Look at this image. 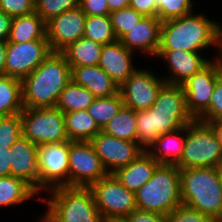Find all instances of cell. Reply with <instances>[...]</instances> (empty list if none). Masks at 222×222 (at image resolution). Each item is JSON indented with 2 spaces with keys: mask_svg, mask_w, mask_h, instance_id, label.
I'll return each instance as SVG.
<instances>
[{
  "mask_svg": "<svg viewBox=\"0 0 222 222\" xmlns=\"http://www.w3.org/2000/svg\"><path fill=\"white\" fill-rule=\"evenodd\" d=\"M103 45L81 37L70 44L61 53L65 56L67 63L72 67L94 66L100 62Z\"/></svg>",
  "mask_w": 222,
  "mask_h": 222,
  "instance_id": "cell-25",
  "label": "cell"
},
{
  "mask_svg": "<svg viewBox=\"0 0 222 222\" xmlns=\"http://www.w3.org/2000/svg\"><path fill=\"white\" fill-rule=\"evenodd\" d=\"M123 106L122 97L120 92H118L109 97L95 98L93 103L87 108V111L102 130Z\"/></svg>",
  "mask_w": 222,
  "mask_h": 222,
  "instance_id": "cell-31",
  "label": "cell"
},
{
  "mask_svg": "<svg viewBox=\"0 0 222 222\" xmlns=\"http://www.w3.org/2000/svg\"><path fill=\"white\" fill-rule=\"evenodd\" d=\"M71 81V68L60 52H51L22 80L24 108L55 107L61 92Z\"/></svg>",
  "mask_w": 222,
  "mask_h": 222,
  "instance_id": "cell-3",
  "label": "cell"
},
{
  "mask_svg": "<svg viewBox=\"0 0 222 222\" xmlns=\"http://www.w3.org/2000/svg\"><path fill=\"white\" fill-rule=\"evenodd\" d=\"M47 40L46 22L36 13L13 17L7 42Z\"/></svg>",
  "mask_w": 222,
  "mask_h": 222,
  "instance_id": "cell-24",
  "label": "cell"
},
{
  "mask_svg": "<svg viewBox=\"0 0 222 222\" xmlns=\"http://www.w3.org/2000/svg\"><path fill=\"white\" fill-rule=\"evenodd\" d=\"M87 15L80 7L63 12L46 23V37L51 52H62L84 35Z\"/></svg>",
  "mask_w": 222,
  "mask_h": 222,
  "instance_id": "cell-16",
  "label": "cell"
},
{
  "mask_svg": "<svg viewBox=\"0 0 222 222\" xmlns=\"http://www.w3.org/2000/svg\"><path fill=\"white\" fill-rule=\"evenodd\" d=\"M203 122L222 120V73L217 79L208 110L198 119Z\"/></svg>",
  "mask_w": 222,
  "mask_h": 222,
  "instance_id": "cell-38",
  "label": "cell"
},
{
  "mask_svg": "<svg viewBox=\"0 0 222 222\" xmlns=\"http://www.w3.org/2000/svg\"><path fill=\"white\" fill-rule=\"evenodd\" d=\"M95 98L96 97L88 89L71 80L59 95L55 107L60 109L63 113L87 110Z\"/></svg>",
  "mask_w": 222,
  "mask_h": 222,
  "instance_id": "cell-30",
  "label": "cell"
},
{
  "mask_svg": "<svg viewBox=\"0 0 222 222\" xmlns=\"http://www.w3.org/2000/svg\"><path fill=\"white\" fill-rule=\"evenodd\" d=\"M22 136L20 113L0 117V148L11 147Z\"/></svg>",
  "mask_w": 222,
  "mask_h": 222,
  "instance_id": "cell-36",
  "label": "cell"
},
{
  "mask_svg": "<svg viewBox=\"0 0 222 222\" xmlns=\"http://www.w3.org/2000/svg\"><path fill=\"white\" fill-rule=\"evenodd\" d=\"M48 193L50 198L41 199L48 208L39 222H102L89 187L60 186Z\"/></svg>",
  "mask_w": 222,
  "mask_h": 222,
  "instance_id": "cell-5",
  "label": "cell"
},
{
  "mask_svg": "<svg viewBox=\"0 0 222 222\" xmlns=\"http://www.w3.org/2000/svg\"><path fill=\"white\" fill-rule=\"evenodd\" d=\"M193 120L182 86L165 83L149 109L136 111V142L147 150L161 134L179 130Z\"/></svg>",
  "mask_w": 222,
  "mask_h": 222,
  "instance_id": "cell-1",
  "label": "cell"
},
{
  "mask_svg": "<svg viewBox=\"0 0 222 222\" xmlns=\"http://www.w3.org/2000/svg\"><path fill=\"white\" fill-rule=\"evenodd\" d=\"M38 193L69 186V141L38 146Z\"/></svg>",
  "mask_w": 222,
  "mask_h": 222,
  "instance_id": "cell-10",
  "label": "cell"
},
{
  "mask_svg": "<svg viewBox=\"0 0 222 222\" xmlns=\"http://www.w3.org/2000/svg\"><path fill=\"white\" fill-rule=\"evenodd\" d=\"M12 19V16L0 11V40H8Z\"/></svg>",
  "mask_w": 222,
  "mask_h": 222,
  "instance_id": "cell-44",
  "label": "cell"
},
{
  "mask_svg": "<svg viewBox=\"0 0 222 222\" xmlns=\"http://www.w3.org/2000/svg\"><path fill=\"white\" fill-rule=\"evenodd\" d=\"M185 141L186 126L173 132L161 134L146 151L159 164L177 165L183 155Z\"/></svg>",
  "mask_w": 222,
  "mask_h": 222,
  "instance_id": "cell-23",
  "label": "cell"
},
{
  "mask_svg": "<svg viewBox=\"0 0 222 222\" xmlns=\"http://www.w3.org/2000/svg\"><path fill=\"white\" fill-rule=\"evenodd\" d=\"M158 165L159 163L144 150L133 162L112 174L123 186L135 193L152 178Z\"/></svg>",
  "mask_w": 222,
  "mask_h": 222,
  "instance_id": "cell-22",
  "label": "cell"
},
{
  "mask_svg": "<svg viewBox=\"0 0 222 222\" xmlns=\"http://www.w3.org/2000/svg\"><path fill=\"white\" fill-rule=\"evenodd\" d=\"M157 17L162 21L180 18L192 12V0H155Z\"/></svg>",
  "mask_w": 222,
  "mask_h": 222,
  "instance_id": "cell-35",
  "label": "cell"
},
{
  "mask_svg": "<svg viewBox=\"0 0 222 222\" xmlns=\"http://www.w3.org/2000/svg\"><path fill=\"white\" fill-rule=\"evenodd\" d=\"M71 80L88 89L96 98L119 92V86L99 65L72 67Z\"/></svg>",
  "mask_w": 222,
  "mask_h": 222,
  "instance_id": "cell-21",
  "label": "cell"
},
{
  "mask_svg": "<svg viewBox=\"0 0 222 222\" xmlns=\"http://www.w3.org/2000/svg\"><path fill=\"white\" fill-rule=\"evenodd\" d=\"M222 73V56H216L199 72L181 84L186 107L193 119H199L209 108L215 83Z\"/></svg>",
  "mask_w": 222,
  "mask_h": 222,
  "instance_id": "cell-11",
  "label": "cell"
},
{
  "mask_svg": "<svg viewBox=\"0 0 222 222\" xmlns=\"http://www.w3.org/2000/svg\"><path fill=\"white\" fill-rule=\"evenodd\" d=\"M66 132L70 141H90L100 127L87 110L64 113Z\"/></svg>",
  "mask_w": 222,
  "mask_h": 222,
  "instance_id": "cell-26",
  "label": "cell"
},
{
  "mask_svg": "<svg viewBox=\"0 0 222 222\" xmlns=\"http://www.w3.org/2000/svg\"><path fill=\"white\" fill-rule=\"evenodd\" d=\"M6 50H7V41L0 40V75H5Z\"/></svg>",
  "mask_w": 222,
  "mask_h": 222,
  "instance_id": "cell-46",
  "label": "cell"
},
{
  "mask_svg": "<svg viewBox=\"0 0 222 222\" xmlns=\"http://www.w3.org/2000/svg\"><path fill=\"white\" fill-rule=\"evenodd\" d=\"M136 123V111L123 106L101 131L115 138L136 142Z\"/></svg>",
  "mask_w": 222,
  "mask_h": 222,
  "instance_id": "cell-29",
  "label": "cell"
},
{
  "mask_svg": "<svg viewBox=\"0 0 222 222\" xmlns=\"http://www.w3.org/2000/svg\"><path fill=\"white\" fill-rule=\"evenodd\" d=\"M216 169L218 171L219 178L222 182V161L216 166Z\"/></svg>",
  "mask_w": 222,
  "mask_h": 222,
  "instance_id": "cell-48",
  "label": "cell"
},
{
  "mask_svg": "<svg viewBox=\"0 0 222 222\" xmlns=\"http://www.w3.org/2000/svg\"><path fill=\"white\" fill-rule=\"evenodd\" d=\"M10 150L11 175L23 179L38 193V146L22 136Z\"/></svg>",
  "mask_w": 222,
  "mask_h": 222,
  "instance_id": "cell-19",
  "label": "cell"
},
{
  "mask_svg": "<svg viewBox=\"0 0 222 222\" xmlns=\"http://www.w3.org/2000/svg\"><path fill=\"white\" fill-rule=\"evenodd\" d=\"M103 219H125L137 209L135 193L123 186L113 174L89 187Z\"/></svg>",
  "mask_w": 222,
  "mask_h": 222,
  "instance_id": "cell-9",
  "label": "cell"
},
{
  "mask_svg": "<svg viewBox=\"0 0 222 222\" xmlns=\"http://www.w3.org/2000/svg\"><path fill=\"white\" fill-rule=\"evenodd\" d=\"M79 7L87 16L110 15L107 0H80Z\"/></svg>",
  "mask_w": 222,
  "mask_h": 222,
  "instance_id": "cell-40",
  "label": "cell"
},
{
  "mask_svg": "<svg viewBox=\"0 0 222 222\" xmlns=\"http://www.w3.org/2000/svg\"><path fill=\"white\" fill-rule=\"evenodd\" d=\"M162 21L158 17L144 16L137 25L129 29L119 41L130 51L156 57L160 46Z\"/></svg>",
  "mask_w": 222,
  "mask_h": 222,
  "instance_id": "cell-18",
  "label": "cell"
},
{
  "mask_svg": "<svg viewBox=\"0 0 222 222\" xmlns=\"http://www.w3.org/2000/svg\"><path fill=\"white\" fill-rule=\"evenodd\" d=\"M212 45L222 56V26L204 15L191 12L161 24L159 50L201 52Z\"/></svg>",
  "mask_w": 222,
  "mask_h": 222,
  "instance_id": "cell-2",
  "label": "cell"
},
{
  "mask_svg": "<svg viewBox=\"0 0 222 222\" xmlns=\"http://www.w3.org/2000/svg\"><path fill=\"white\" fill-rule=\"evenodd\" d=\"M23 108L22 81L0 75V117L19 114Z\"/></svg>",
  "mask_w": 222,
  "mask_h": 222,
  "instance_id": "cell-28",
  "label": "cell"
},
{
  "mask_svg": "<svg viewBox=\"0 0 222 222\" xmlns=\"http://www.w3.org/2000/svg\"><path fill=\"white\" fill-rule=\"evenodd\" d=\"M137 209L168 215L182 204L180 168L159 164L152 178L135 192Z\"/></svg>",
  "mask_w": 222,
  "mask_h": 222,
  "instance_id": "cell-6",
  "label": "cell"
},
{
  "mask_svg": "<svg viewBox=\"0 0 222 222\" xmlns=\"http://www.w3.org/2000/svg\"><path fill=\"white\" fill-rule=\"evenodd\" d=\"M35 12L47 23L65 11L80 6V0H35Z\"/></svg>",
  "mask_w": 222,
  "mask_h": 222,
  "instance_id": "cell-34",
  "label": "cell"
},
{
  "mask_svg": "<svg viewBox=\"0 0 222 222\" xmlns=\"http://www.w3.org/2000/svg\"><path fill=\"white\" fill-rule=\"evenodd\" d=\"M110 12L129 6L130 0H107Z\"/></svg>",
  "mask_w": 222,
  "mask_h": 222,
  "instance_id": "cell-47",
  "label": "cell"
},
{
  "mask_svg": "<svg viewBox=\"0 0 222 222\" xmlns=\"http://www.w3.org/2000/svg\"><path fill=\"white\" fill-rule=\"evenodd\" d=\"M11 150L10 147L0 148V177L11 175Z\"/></svg>",
  "mask_w": 222,
  "mask_h": 222,
  "instance_id": "cell-43",
  "label": "cell"
},
{
  "mask_svg": "<svg viewBox=\"0 0 222 222\" xmlns=\"http://www.w3.org/2000/svg\"><path fill=\"white\" fill-rule=\"evenodd\" d=\"M164 84L163 77L139 68L119 86V92L125 107L134 111L147 110L154 104Z\"/></svg>",
  "mask_w": 222,
  "mask_h": 222,
  "instance_id": "cell-14",
  "label": "cell"
},
{
  "mask_svg": "<svg viewBox=\"0 0 222 222\" xmlns=\"http://www.w3.org/2000/svg\"><path fill=\"white\" fill-rule=\"evenodd\" d=\"M89 142L109 174L129 165L144 151L137 142L115 138L102 131Z\"/></svg>",
  "mask_w": 222,
  "mask_h": 222,
  "instance_id": "cell-15",
  "label": "cell"
},
{
  "mask_svg": "<svg viewBox=\"0 0 222 222\" xmlns=\"http://www.w3.org/2000/svg\"><path fill=\"white\" fill-rule=\"evenodd\" d=\"M20 116L23 137L37 146L70 141L64 113L57 107L23 108Z\"/></svg>",
  "mask_w": 222,
  "mask_h": 222,
  "instance_id": "cell-8",
  "label": "cell"
},
{
  "mask_svg": "<svg viewBox=\"0 0 222 222\" xmlns=\"http://www.w3.org/2000/svg\"><path fill=\"white\" fill-rule=\"evenodd\" d=\"M222 161V149L215 133L206 122L194 119L186 126L180 169L216 167Z\"/></svg>",
  "mask_w": 222,
  "mask_h": 222,
  "instance_id": "cell-7",
  "label": "cell"
},
{
  "mask_svg": "<svg viewBox=\"0 0 222 222\" xmlns=\"http://www.w3.org/2000/svg\"><path fill=\"white\" fill-rule=\"evenodd\" d=\"M38 194L23 179L12 175L0 177V207H11L31 200Z\"/></svg>",
  "mask_w": 222,
  "mask_h": 222,
  "instance_id": "cell-27",
  "label": "cell"
},
{
  "mask_svg": "<svg viewBox=\"0 0 222 222\" xmlns=\"http://www.w3.org/2000/svg\"><path fill=\"white\" fill-rule=\"evenodd\" d=\"M144 16L131 7H125L110 12L111 24L119 40L125 33L132 29Z\"/></svg>",
  "mask_w": 222,
  "mask_h": 222,
  "instance_id": "cell-33",
  "label": "cell"
},
{
  "mask_svg": "<svg viewBox=\"0 0 222 222\" xmlns=\"http://www.w3.org/2000/svg\"><path fill=\"white\" fill-rule=\"evenodd\" d=\"M134 52L128 50L119 40L103 45L99 66L121 86L137 68L134 67Z\"/></svg>",
  "mask_w": 222,
  "mask_h": 222,
  "instance_id": "cell-20",
  "label": "cell"
},
{
  "mask_svg": "<svg viewBox=\"0 0 222 222\" xmlns=\"http://www.w3.org/2000/svg\"><path fill=\"white\" fill-rule=\"evenodd\" d=\"M83 37L102 45L118 40L111 24L110 15L87 16Z\"/></svg>",
  "mask_w": 222,
  "mask_h": 222,
  "instance_id": "cell-32",
  "label": "cell"
},
{
  "mask_svg": "<svg viewBox=\"0 0 222 222\" xmlns=\"http://www.w3.org/2000/svg\"><path fill=\"white\" fill-rule=\"evenodd\" d=\"M102 222H126L124 219H103Z\"/></svg>",
  "mask_w": 222,
  "mask_h": 222,
  "instance_id": "cell-49",
  "label": "cell"
},
{
  "mask_svg": "<svg viewBox=\"0 0 222 222\" xmlns=\"http://www.w3.org/2000/svg\"><path fill=\"white\" fill-rule=\"evenodd\" d=\"M124 220L126 222H167L165 215L140 209L132 211Z\"/></svg>",
  "mask_w": 222,
  "mask_h": 222,
  "instance_id": "cell-41",
  "label": "cell"
},
{
  "mask_svg": "<svg viewBox=\"0 0 222 222\" xmlns=\"http://www.w3.org/2000/svg\"><path fill=\"white\" fill-rule=\"evenodd\" d=\"M182 205L222 222V182L216 167L180 169Z\"/></svg>",
  "mask_w": 222,
  "mask_h": 222,
  "instance_id": "cell-4",
  "label": "cell"
},
{
  "mask_svg": "<svg viewBox=\"0 0 222 222\" xmlns=\"http://www.w3.org/2000/svg\"><path fill=\"white\" fill-rule=\"evenodd\" d=\"M166 219L167 222H214L208 215L182 204L166 215Z\"/></svg>",
  "mask_w": 222,
  "mask_h": 222,
  "instance_id": "cell-37",
  "label": "cell"
},
{
  "mask_svg": "<svg viewBox=\"0 0 222 222\" xmlns=\"http://www.w3.org/2000/svg\"><path fill=\"white\" fill-rule=\"evenodd\" d=\"M35 0H0V11L12 16L28 15L35 12Z\"/></svg>",
  "mask_w": 222,
  "mask_h": 222,
  "instance_id": "cell-39",
  "label": "cell"
},
{
  "mask_svg": "<svg viewBox=\"0 0 222 222\" xmlns=\"http://www.w3.org/2000/svg\"><path fill=\"white\" fill-rule=\"evenodd\" d=\"M129 7L143 16L157 17V6L155 0H130Z\"/></svg>",
  "mask_w": 222,
  "mask_h": 222,
  "instance_id": "cell-42",
  "label": "cell"
},
{
  "mask_svg": "<svg viewBox=\"0 0 222 222\" xmlns=\"http://www.w3.org/2000/svg\"><path fill=\"white\" fill-rule=\"evenodd\" d=\"M108 174L89 141H69V186L90 187Z\"/></svg>",
  "mask_w": 222,
  "mask_h": 222,
  "instance_id": "cell-12",
  "label": "cell"
},
{
  "mask_svg": "<svg viewBox=\"0 0 222 222\" xmlns=\"http://www.w3.org/2000/svg\"><path fill=\"white\" fill-rule=\"evenodd\" d=\"M215 133L222 149V120H211L207 122Z\"/></svg>",
  "mask_w": 222,
  "mask_h": 222,
  "instance_id": "cell-45",
  "label": "cell"
},
{
  "mask_svg": "<svg viewBox=\"0 0 222 222\" xmlns=\"http://www.w3.org/2000/svg\"><path fill=\"white\" fill-rule=\"evenodd\" d=\"M200 54L185 50H158L156 58L165 60L169 74L171 73L164 78L165 83L181 85L194 73L199 72L211 61Z\"/></svg>",
  "mask_w": 222,
  "mask_h": 222,
  "instance_id": "cell-17",
  "label": "cell"
},
{
  "mask_svg": "<svg viewBox=\"0 0 222 222\" xmlns=\"http://www.w3.org/2000/svg\"><path fill=\"white\" fill-rule=\"evenodd\" d=\"M51 53L48 40L7 42L5 75L23 80Z\"/></svg>",
  "mask_w": 222,
  "mask_h": 222,
  "instance_id": "cell-13",
  "label": "cell"
}]
</instances>
